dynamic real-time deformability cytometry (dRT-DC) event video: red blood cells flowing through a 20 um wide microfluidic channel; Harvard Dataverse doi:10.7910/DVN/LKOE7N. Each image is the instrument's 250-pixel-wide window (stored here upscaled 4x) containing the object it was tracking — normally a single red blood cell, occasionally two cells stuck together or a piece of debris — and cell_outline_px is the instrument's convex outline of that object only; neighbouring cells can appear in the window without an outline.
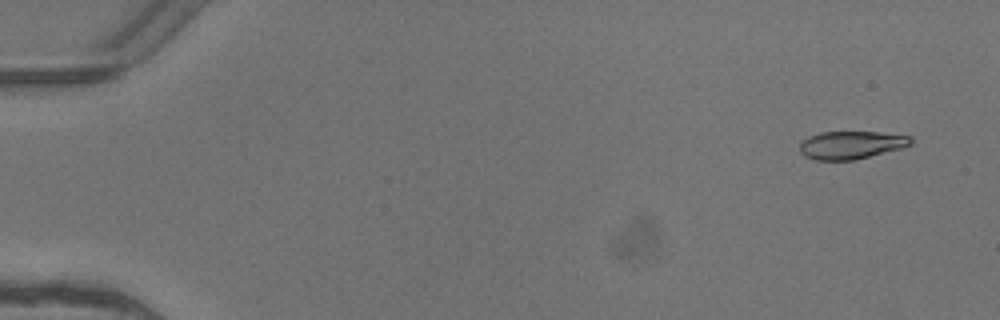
{"species": "common noctule bat (a hibernating species)", "species_latin": "Nyctalus noctula", "temperature_condition": "warm", "stored_images_in_passage": 8, "camera_frame_rate_fps": 3000, "um_per_image_px": 0.085, "animal": {"sex": "female"}, "frame": {"image": 1, "passage_image": 1, "time_ms": 0.0, "image_size_px": [1000, 320], "cell_outline_px": [[912, 144], [904, 148], [856, 160], [816, 160], [804, 156], [800, 152], [800, 144], [808, 136], [820, 132], [880, 132], [912, 136]], "centroid_in_image_um": [72.39, 12.33], "position_along_channel_um": 12.6, "area_um2": 18.32}}
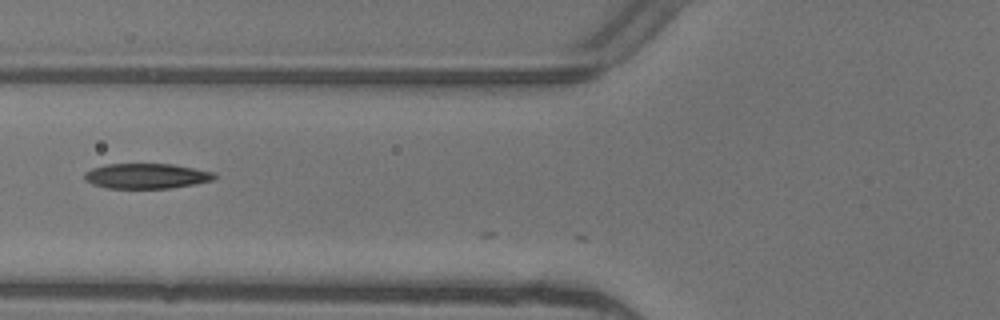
{"frame": {"image": 2, "passage_image": 6, "time_ms": 1.667, "image_size_px": [1000, 320], "cell_outline_px": [[216, 176], [212, 180], [192, 184], [168, 188], [104, 188], [92, 184], [84, 180], [84, 172], [92, 168], [104, 164], [172, 164], [216, 172]], "centroid_in_image_um": [12.4, 14.95], "position_along_channel_um": 113.4, "area_um2": 19.07}}
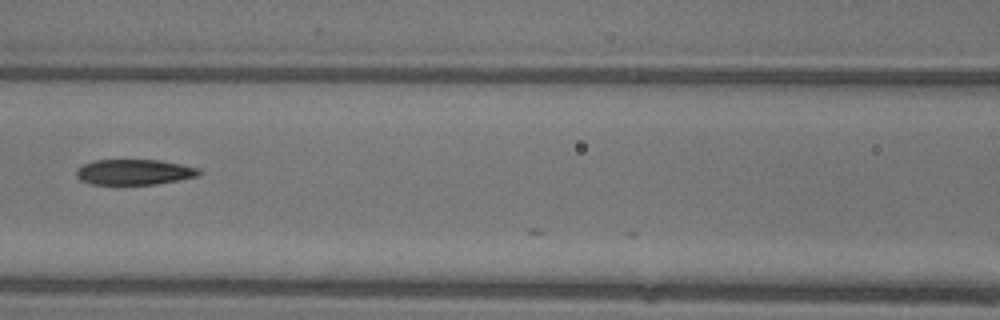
{"frame": {"image": 3, "passage_image": 7, "time_ms": 2.0, "image_size_px": [1000, 320], "cell_outline_px": [[200, 176], [180, 180], [156, 184], [92, 184], [80, 180], [76, 176], [76, 168], [92, 160], [160, 160], [200, 168]], "centroid_in_image_um": [11.41, 14.62], "position_along_channel_um": 155.2, "area_um2": 18.32}}